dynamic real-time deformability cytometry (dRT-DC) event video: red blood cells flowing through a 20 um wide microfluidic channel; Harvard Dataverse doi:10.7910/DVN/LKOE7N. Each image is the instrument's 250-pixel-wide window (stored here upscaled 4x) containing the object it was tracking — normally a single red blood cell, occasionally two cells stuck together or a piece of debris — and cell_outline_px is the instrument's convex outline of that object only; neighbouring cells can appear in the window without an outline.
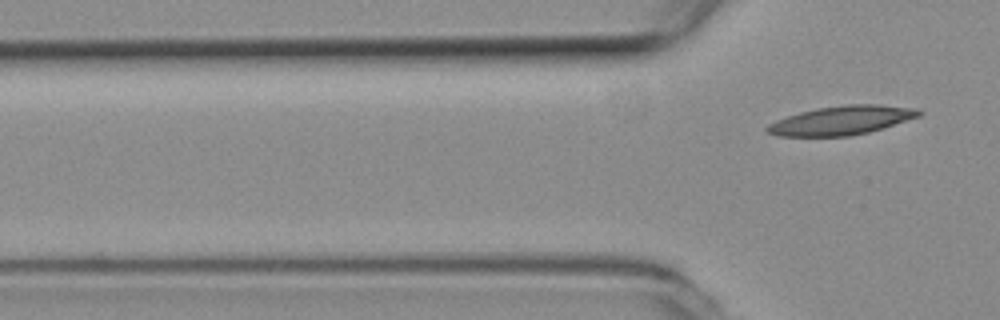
{"species": "common noctule bat (a hibernating species)", "species_latin": "Nyctalus noctula", "temperature_condition": "room temperature", "stored_images_in_passage": 3, "camera_frame_rate_fps": 3000, "um_per_image_px": 0.085, "animal": {"sex": "female", "body_mass_g": 19.3, "forearm_length_mm": 54.1}, "frame": {"image": 1, "passage_image": 3, "time_ms": 0.667, "image_size_px": [1000, 320], "cell_outline_px": [[924, 112], [920, 116], [868, 132], [848, 136], [776, 136], [768, 132], [764, 128], [768, 124], [776, 120], [800, 112], [816, 108], [848, 104], [880, 104], [916, 108]], "centroid_in_image_um": [71.53, 10.22], "position_along_channel_um": 54.3, "area_um2": 25.49}}